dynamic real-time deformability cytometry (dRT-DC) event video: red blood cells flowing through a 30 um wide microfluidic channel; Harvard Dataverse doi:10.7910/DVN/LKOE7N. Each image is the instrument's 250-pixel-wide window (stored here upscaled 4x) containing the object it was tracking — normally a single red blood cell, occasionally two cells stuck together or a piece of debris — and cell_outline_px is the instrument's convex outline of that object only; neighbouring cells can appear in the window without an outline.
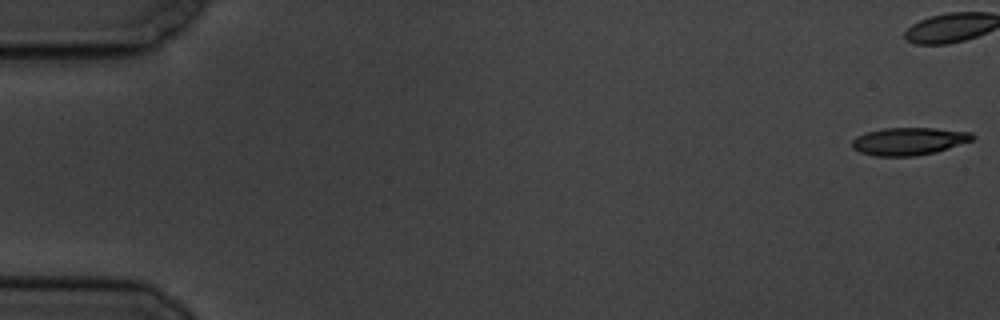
{"species": "common noctule bat (a hibernating species)", "species_latin": "Nyctalus noctula", "temperature_condition": "cold", "stored_images_in_passage": 6, "camera_frame_rate_fps": 3000, "um_per_image_px": 0.085, "animal": {"sex": "male", "body_mass_g": 19.5, "forearm_length_mm": 54.6}, "frame": {"image": 1, "passage_image": 1, "time_ms": 0.0, "image_size_px": [1000, 320], "cell_outline_px": [[976, 136], [972, 140], [936, 152], [916, 156], [876, 156], [860, 152], [852, 148], [852, 140], [856, 136], [864, 132], [884, 128], [936, 128], [972, 132]], "centroid_in_image_um": [77.24, 12.0], "position_along_channel_um": 7.8, "area_um2": 19.48}}
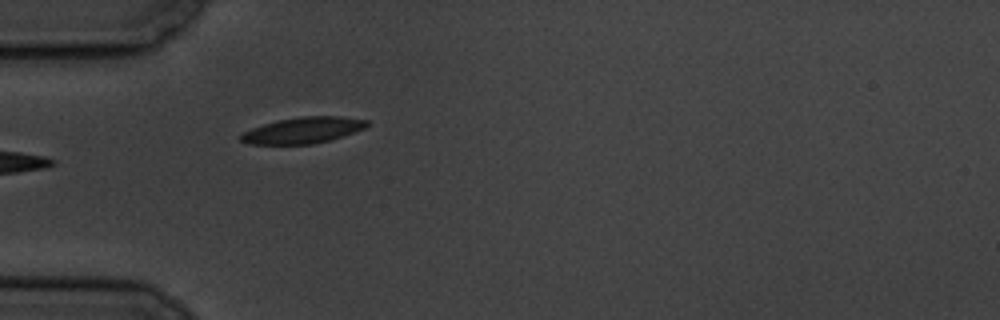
{"frame": {"image": 2, "passage_image": 6, "time_ms": 6.667, "image_size_px": [1000, 320], "cell_outline_px": [[368, 124], [364, 128], [328, 140], [312, 144], [248, 144], [240, 140], [240, 136], [244, 132], [252, 128], [264, 124], [280, 120], [304, 116], [340, 116], [368, 120]], "centroid_in_image_um": [25.73, 11.07], "position_along_channel_um": 59.3, "area_um2": 18.79}}